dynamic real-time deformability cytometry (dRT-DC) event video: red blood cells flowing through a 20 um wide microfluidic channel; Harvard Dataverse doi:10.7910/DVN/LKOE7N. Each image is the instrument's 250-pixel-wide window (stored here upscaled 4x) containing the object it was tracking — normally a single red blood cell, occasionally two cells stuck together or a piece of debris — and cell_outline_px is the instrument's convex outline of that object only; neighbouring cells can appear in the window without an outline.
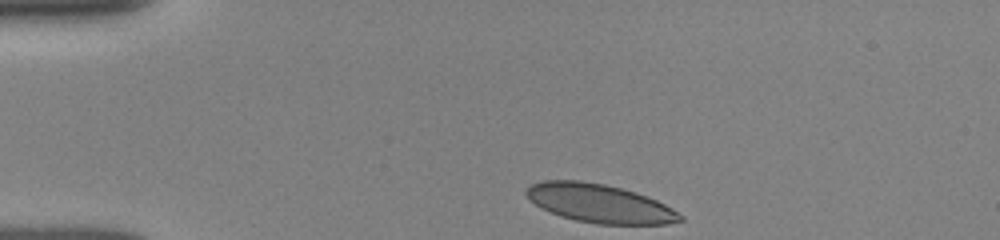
{"species": "human", "species_latin": "Homo sapiens", "temperature_condition": "room temperature", "stored_images_in_passage": 34, "camera_frame_rate_fps": 3000, "um_per_image_px": 0.085, "donor": {"sex": "female"}, "frame": {"image": 1, "passage_image": 1, "time_ms": 0.0, "image_size_px": [1000, 240], "cell_outline_px": [[684, 220], [668, 224], [596, 224], [576, 220], [560, 216], [540, 208], [528, 200], [524, 192], [532, 184], [544, 180], [580, 180], [604, 184], [636, 192], [648, 196], [672, 208], [684, 216]], "centroid_in_image_um": [50.95, 17.29], "position_along_channel_um": 34.1, "area_um2": 34.74}}
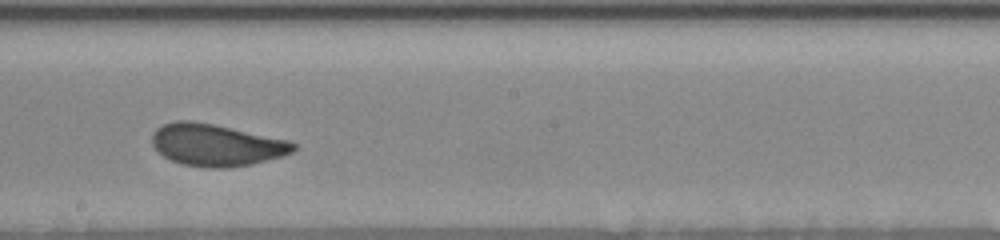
{"frame": {"image": 2, "passage_image": 20, "time_ms": 6.333, "image_size_px": [1000, 240], "cell_outline_px": [[296, 148], [292, 152], [280, 156], [252, 164], [228, 168], [208, 168], [180, 164], [156, 152], [152, 144], [152, 132], [156, 128], [164, 124], [176, 120], [192, 120], [212, 124], [288, 140], [296, 144]], "centroid_in_image_um": [18.32, 12.33], "position_along_channel_um": 229.9, "area_um2": 34.56}}
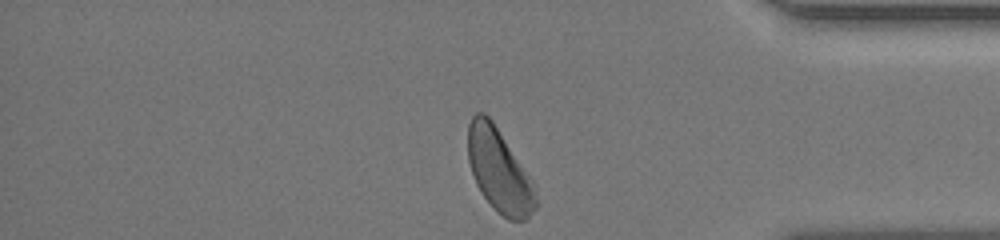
{"frame": {"image": 3, "passage_image": 34, "time_ms": 11.0, "image_size_px": [1000, 240], "cell_outline_px": [[536, 208], [524, 220], [508, 220], [496, 212], [480, 192], [476, 184], [468, 160], [468, 124], [472, 116], [476, 112], [484, 112], [492, 120], [536, 184]], "centroid_in_image_um": [42.44, 14.5], "position_along_channel_um": 392.8, "area_um2": 33.18}, "authors_computed_cell_mechanics": {"area_um2": 34.3332, "velocity_mm_per_s": 3.8843, "shape_relaxation_time_tau1_ms": 8.0866, "shape_relaxation_time_tau2_ms": null, "deformation_change_tau1": 0.1918, "deformation_change_tau2": null}}